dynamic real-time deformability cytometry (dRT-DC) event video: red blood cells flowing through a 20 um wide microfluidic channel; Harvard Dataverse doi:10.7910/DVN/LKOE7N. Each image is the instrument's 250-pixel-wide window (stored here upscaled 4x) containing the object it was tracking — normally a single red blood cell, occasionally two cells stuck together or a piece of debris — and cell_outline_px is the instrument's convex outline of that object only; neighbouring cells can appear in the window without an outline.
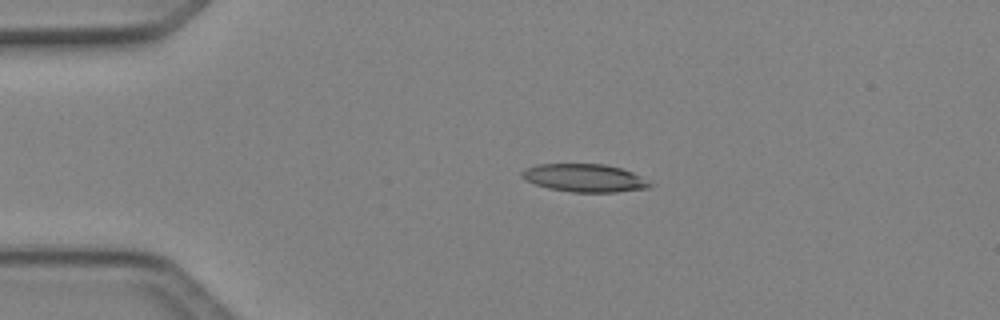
{"species": "Egyptian fruit bat (a non-hibernating species)", "species_latin": "Rousettus aegyptiacus", "temperature_condition": "cold", "stored_images_in_passage": 2, "camera_frame_rate_fps": 3000, "um_per_image_px": 0.085, "animal": {"sex": "female"}, "frame": {"image": 1, "passage_image": 1, "time_ms": 0.0, "image_size_px": [1000, 320], "cell_outline_px": [[656, 184], [652, 188], [616, 192], [572, 192], [548, 188], [524, 180], [520, 176], [520, 172], [528, 168], [540, 164], [604, 164], [620, 168], [632, 172]], "centroid_in_image_um": [49.74, 15.14], "position_along_channel_um": 35.3, "area_um2": 20.98}}